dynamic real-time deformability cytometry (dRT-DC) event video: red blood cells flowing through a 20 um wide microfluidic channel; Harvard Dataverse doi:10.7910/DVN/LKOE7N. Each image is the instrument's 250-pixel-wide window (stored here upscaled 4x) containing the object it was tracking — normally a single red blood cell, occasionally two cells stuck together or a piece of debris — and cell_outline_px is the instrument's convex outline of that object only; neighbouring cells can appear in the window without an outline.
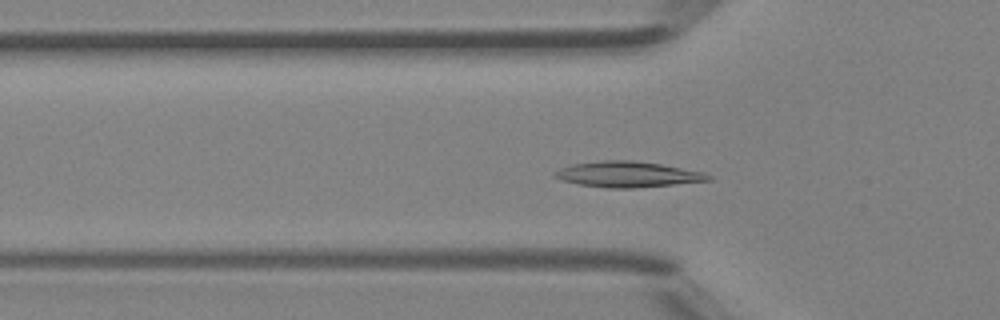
{"species": "Egyptian fruit bat (a non-hibernating species)", "species_latin": "Rousettus aegyptiacus", "temperature_condition": "room temperature", "stored_images_in_passage": 48, "camera_frame_rate_fps": 3000, "um_per_image_px": 0.085, "animal": {"sex": "female"}, "frame": {"image": 1, "passage_image": 16, "time_ms": 5.0, "image_size_px": [1000, 320], "cell_outline_px": [[712, 180], [632, 188], [608, 188], [580, 184], [560, 180], [552, 176], [552, 172], [560, 168], [572, 164], [600, 160], [632, 160], [660, 164], [704, 172], [712, 176]], "centroid_in_image_um": [53.3, 14.81], "position_along_channel_um": 72.5, "area_um2": 22.95}}
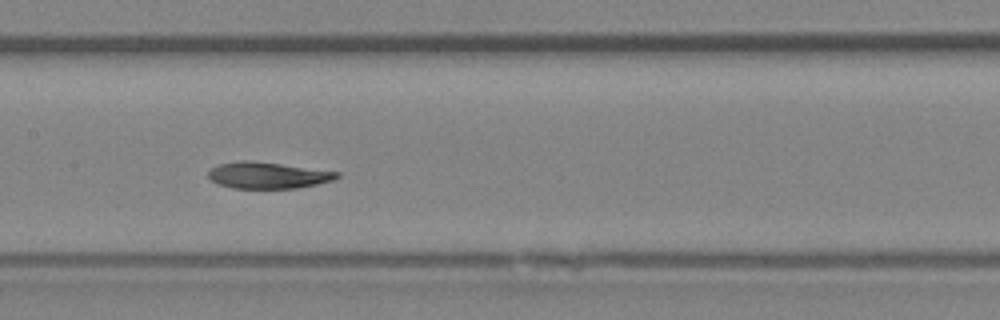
{"frame": {"image": 2, "passage_image": 24, "time_ms": 7.667, "image_size_px": [1000, 320], "cell_outline_px": [[340, 176], [332, 180], [316, 184], [296, 188], [232, 188], [216, 184], [208, 176], [208, 172], [212, 168], [220, 164], [240, 160], [248, 160], [280, 164], [340, 172]], "centroid_in_image_um": [22.74, 14.9], "position_along_channel_um": 184.7, "area_um2": 19.59}}
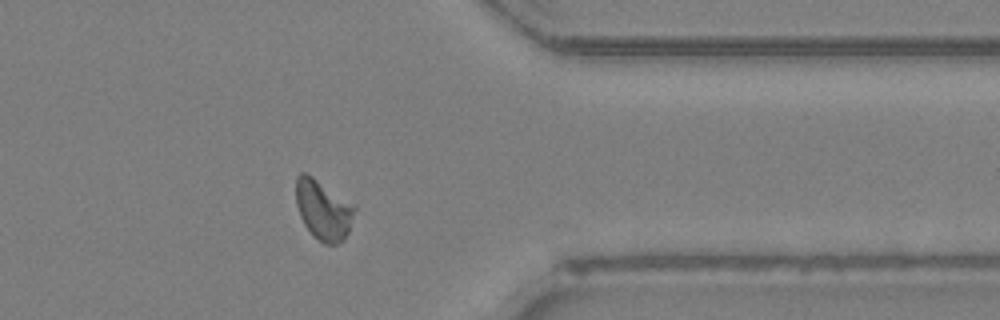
{"frame": {"image": 3, "passage_image": 39, "time_ms": 12.667, "image_size_px": [1000, 320], "cell_outline_px": [[356, 208], [348, 232], [344, 240], [336, 244], [324, 244], [304, 224], [300, 216], [296, 204], [296, 176], [300, 172], [304, 172], [312, 176], [356, 204]], "centroid_in_image_um": [27.49, 17.8], "position_along_channel_um": 383.9, "area_um2": 20.46}, "authors_computed_cell_mechanics": {"area_um2": 20.1722, "velocity_mm_per_s": 4.2157, "shape_relaxation_time_tau1_ms": null, "shape_relaxation_time_tau2_ms": 2.5109, "deformation_change_tau1": null, "deformation_change_tau2": 0.0604}}